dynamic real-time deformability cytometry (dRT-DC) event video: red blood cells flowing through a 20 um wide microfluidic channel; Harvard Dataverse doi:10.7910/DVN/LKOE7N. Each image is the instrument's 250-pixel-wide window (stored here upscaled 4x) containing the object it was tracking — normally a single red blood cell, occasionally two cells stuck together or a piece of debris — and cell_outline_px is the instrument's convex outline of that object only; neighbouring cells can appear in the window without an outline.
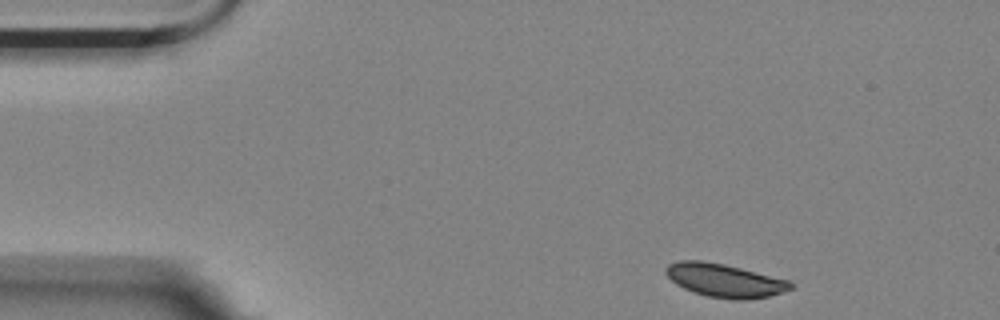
{"species": "Egyptian fruit bat (a non-hibernating species)", "species_latin": "Rousettus aegyptiacus", "temperature_condition": "room temperature", "stored_images_in_passage": 4, "segment_of_instrument_passage": [1, 2], "camera_frame_rate_fps": 3000, "um_per_image_px": 0.085, "animal": {"sex": "female"}, "frame": {"image": 1, "passage_image": 1, "time_ms": 0.0, "image_size_px": [1000, 320], "cell_outline_px": [[796, 288], [768, 296], [748, 300], [732, 300], [708, 296], [692, 292], [676, 284], [664, 272], [664, 268], [668, 264], [680, 260], [700, 260], [724, 264], [792, 280], [796, 284]], "centroid_in_image_um": [61.66, 23.84], "position_along_channel_um": 23.3, "area_um2": 24.68}}
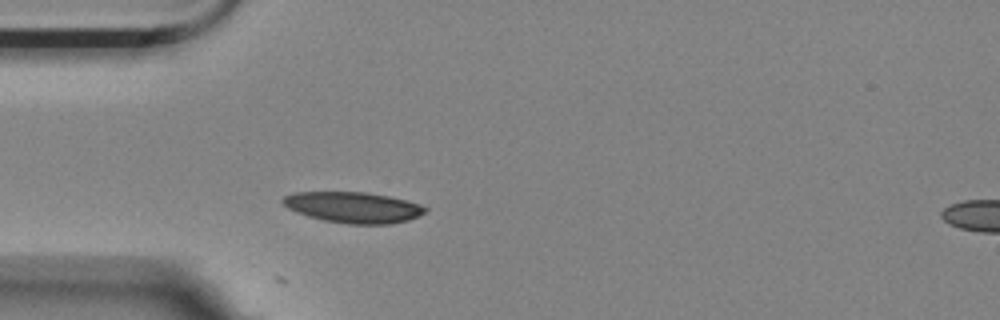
{"frame": {"image": 2, "passage_image": 3, "time_ms": 0.667, "image_size_px": [1000, 320], "cell_outline_px": [[428, 212], [408, 220], [392, 224], [348, 224], [324, 220], [308, 216], [296, 212], [288, 208], [280, 200], [284, 196], [292, 192], [364, 192], [388, 196], [420, 204], [428, 208]], "centroid_in_image_um": [30.03, 17.63], "position_along_channel_um": 55.0, "area_um2": 25.66}}